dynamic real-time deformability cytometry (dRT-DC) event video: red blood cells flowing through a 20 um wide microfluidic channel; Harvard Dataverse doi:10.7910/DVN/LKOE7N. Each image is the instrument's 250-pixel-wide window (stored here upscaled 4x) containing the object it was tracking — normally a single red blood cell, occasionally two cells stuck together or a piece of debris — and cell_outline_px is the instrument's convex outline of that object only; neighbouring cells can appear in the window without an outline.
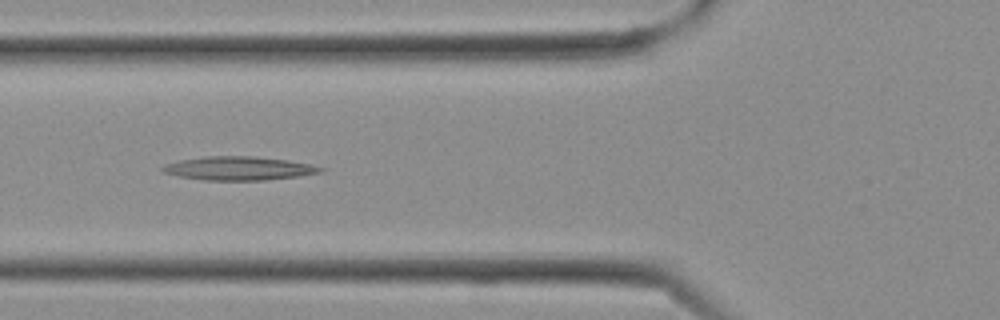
{"species": "Egyptian fruit bat (a non-hibernating species)", "species_latin": "Rousettus aegyptiacus", "temperature_condition": "cold", "stored_images_in_passage": 12, "camera_frame_rate_fps": 3000, "um_per_image_px": 0.085, "frame": {"image": 1, "passage_image": 7, "time_ms": 2.0, "image_size_px": [1000, 320], "cell_outline_px": [[324, 172], [296, 176], [264, 180], [204, 180], [180, 176], [164, 172], [160, 168], [164, 164], [180, 160], [204, 156], [252, 156], [288, 160], [312, 164], [324, 168]], "centroid_in_image_um": [20.3, 14.3], "position_along_channel_um": 105.5, "area_um2": 21.68}}
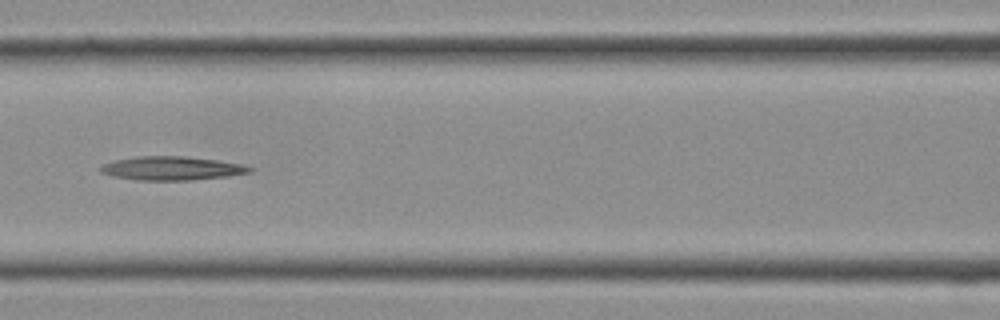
{"frame": {"image": 2, "passage_image": 9, "time_ms": 2.667, "image_size_px": [1000, 320], "cell_outline_px": [[256, 168], [252, 172], [228, 176], [192, 180], [136, 180], [112, 176], [100, 172], [100, 168], [104, 164], [112, 160], [136, 156], [184, 156], [216, 160], [240, 164]], "centroid_in_image_um": [14.59, 14.3], "position_along_channel_um": 152.0, "area_um2": 20.69}}
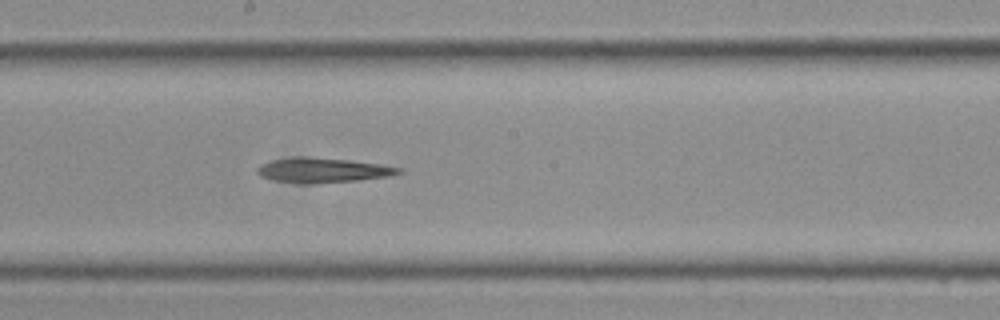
{"frame": {"image": 3, "passage_image": 12, "time_ms": 3.667, "image_size_px": [1000, 320], "cell_outline_px": [[404, 168], [400, 172], [388, 176], [356, 180], [308, 184], [300, 184], [272, 180], [260, 176], [256, 172], [256, 168], [260, 164], [272, 160], [296, 156], [304, 156], [348, 160], [380, 164]], "centroid_in_image_um": [27.35, 14.46], "position_along_channel_um": 220.8, "area_um2": 20.46}}